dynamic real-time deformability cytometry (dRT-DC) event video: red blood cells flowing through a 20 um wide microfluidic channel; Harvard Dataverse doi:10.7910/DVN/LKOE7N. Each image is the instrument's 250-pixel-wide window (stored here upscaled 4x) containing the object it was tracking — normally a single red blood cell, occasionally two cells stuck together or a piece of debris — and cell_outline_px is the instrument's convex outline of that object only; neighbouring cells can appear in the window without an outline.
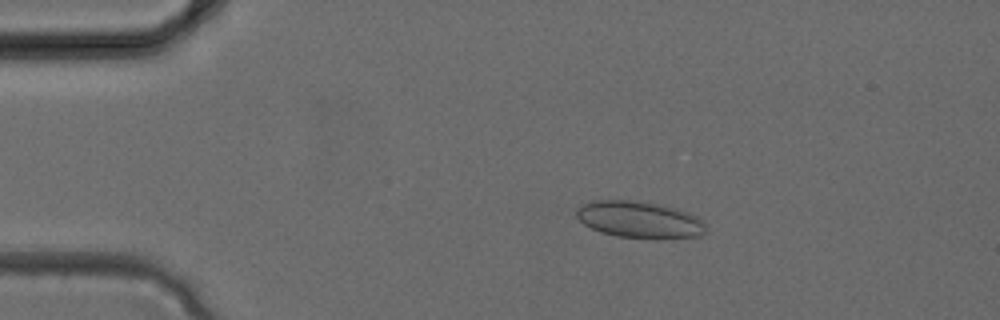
{"species": "common noctule bat (a hibernating species)", "species_latin": "Nyctalus noctula", "temperature_condition": "cold", "stored_images_in_passage": 34, "camera_frame_rate_fps": 3000, "um_per_image_px": 0.085, "animal": {"sex": "female", "body_mass_g": 24.6, "forearm_length_mm": 56.2}, "frame": {"image": 1, "passage_image": 7, "time_ms": 2.0, "image_size_px": [1000, 320], "cell_outline_px": [[708, 232], [700, 236], [616, 236], [600, 232], [584, 224], [576, 216], [576, 212], [584, 204], [592, 200], [636, 200], [660, 204], [676, 208], [688, 212], [704, 220], [708, 224]], "centroid_in_image_um": [54.39, 18.63], "position_along_channel_um": 30.6, "area_um2": 27.17}}
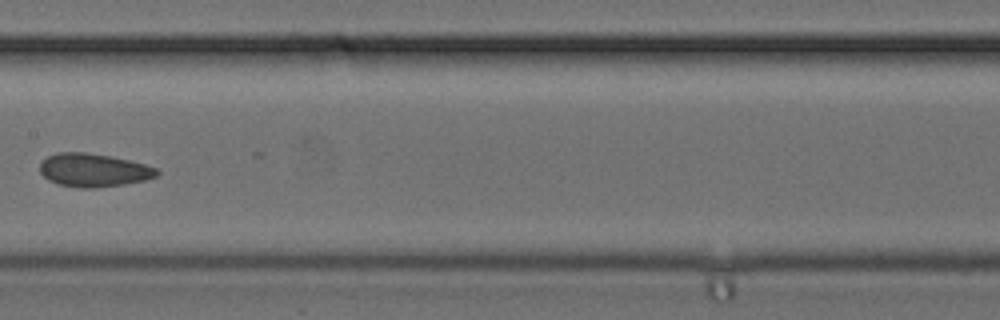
{"frame": {"image": 2, "passage_image": 18, "time_ms": 5.667, "image_size_px": [1000, 320], "cell_outline_px": [[160, 172], [156, 176], [144, 180], [124, 184], [96, 188], [80, 188], [56, 184], [48, 180], [40, 172], [40, 160], [56, 152], [88, 152], [112, 156], [144, 164], [156, 168]], "centroid_in_image_um": [7.91, 14.46], "position_along_channel_um": 199.5, "area_um2": 22.89}}
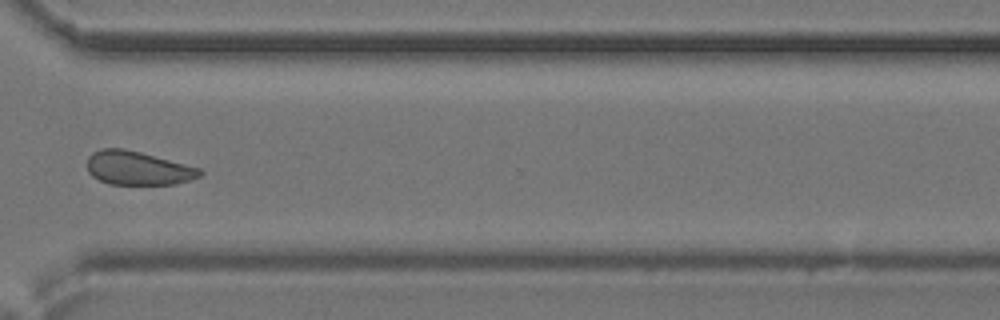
{"frame": {"image": 3, "passage_image": 26, "time_ms": 8.333, "image_size_px": [1000, 320], "cell_outline_px": [[204, 172], [200, 176], [176, 184], [108, 184], [92, 176], [88, 172], [88, 156], [92, 152], [100, 148], [124, 148], [140, 152], [200, 168]], "centroid_in_image_um": [11.69, 14.28], "position_along_channel_um": 358.9, "area_um2": 22.08}}